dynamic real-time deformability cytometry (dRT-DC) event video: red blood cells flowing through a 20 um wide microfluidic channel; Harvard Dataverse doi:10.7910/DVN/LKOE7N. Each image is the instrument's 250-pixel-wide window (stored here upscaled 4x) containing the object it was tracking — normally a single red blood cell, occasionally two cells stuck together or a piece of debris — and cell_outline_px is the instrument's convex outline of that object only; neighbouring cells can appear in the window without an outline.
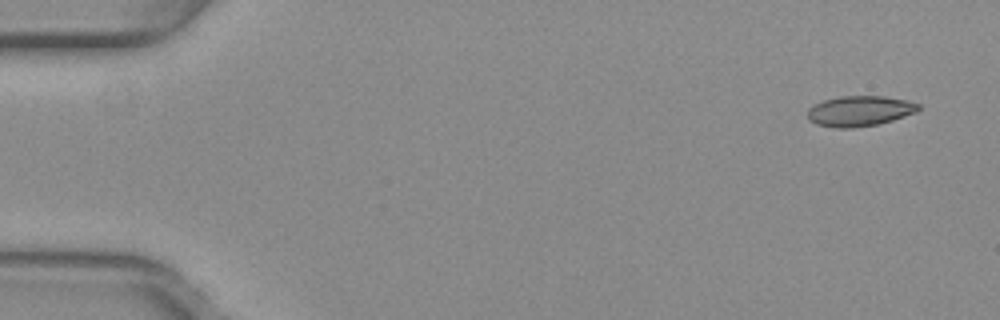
{"species": "common noctule bat (a hibernating species)", "species_latin": "Nyctalus noctula", "temperature_condition": "warm", "stored_images_in_passage": 7, "camera_frame_rate_fps": 3000, "um_per_image_px": 0.085, "animal": {"sex": "female", "body_mass_g": 29.2, "forearm_length_mm": 56.3}, "frame": {"image": 1, "passage_image": 1, "time_ms": 0.0, "image_size_px": [1000, 320], "cell_outline_px": [[920, 108], [916, 112], [892, 120], [876, 124], [852, 128], [836, 128], [816, 124], [808, 120], [808, 108], [824, 100], [840, 96], [884, 96], [904, 100], [920, 104]], "centroid_in_image_um": [73.05, 9.44], "position_along_channel_um": 12.0, "area_um2": 19.48}}